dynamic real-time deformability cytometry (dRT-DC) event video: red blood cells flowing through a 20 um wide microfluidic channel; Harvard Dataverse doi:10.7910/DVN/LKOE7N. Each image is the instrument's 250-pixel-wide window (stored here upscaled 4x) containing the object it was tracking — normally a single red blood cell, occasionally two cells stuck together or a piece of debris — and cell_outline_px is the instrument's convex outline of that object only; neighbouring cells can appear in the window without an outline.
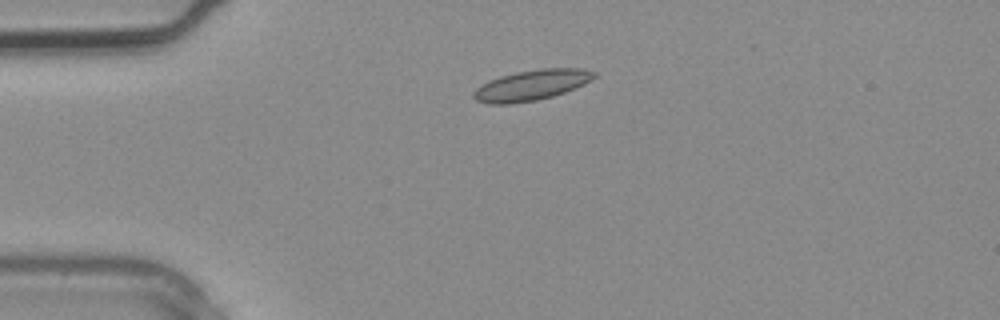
{"species": "common noctule bat (a hibernating species)", "species_latin": "Nyctalus noctula", "temperature_condition": "warm", "stored_images_in_passage": 2, "camera_frame_rate_fps": 3000, "um_per_image_px": 0.085, "animal": {"sex": "male", "body_mass_g": 20.4}, "frame": {"image": 1, "passage_image": 2, "time_ms": 0.333, "image_size_px": [1000, 320], "cell_outline_px": [[596, 76], [592, 80], [584, 84], [564, 92], [552, 96], [536, 100], [512, 104], [488, 104], [476, 100], [472, 96], [472, 92], [476, 88], [488, 80], [500, 76], [516, 72], [540, 68], [584, 68], [596, 72]], "centroid_in_image_um": [45.17, 7.23], "position_along_channel_um": 39.8, "area_um2": 21.56}}